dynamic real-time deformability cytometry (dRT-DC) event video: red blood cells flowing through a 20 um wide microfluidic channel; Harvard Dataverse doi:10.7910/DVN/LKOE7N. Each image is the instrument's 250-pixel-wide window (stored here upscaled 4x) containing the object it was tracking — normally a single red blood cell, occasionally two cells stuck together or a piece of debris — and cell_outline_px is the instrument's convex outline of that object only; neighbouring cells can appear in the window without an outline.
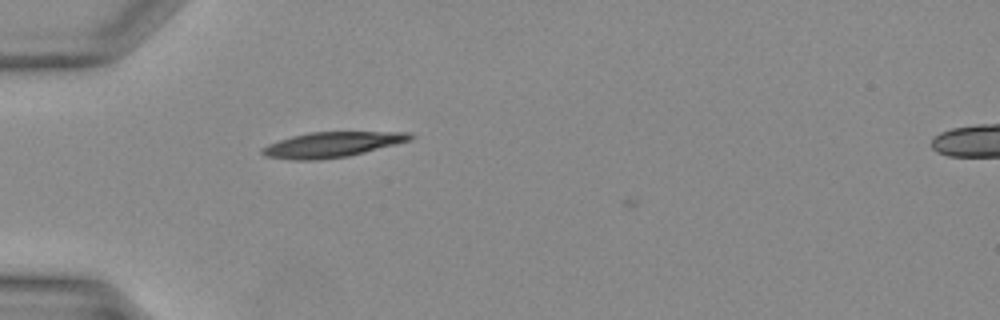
{"species": "Egyptian fruit bat (a non-hibernating species)", "species_latin": "Rousettus aegyptiacus", "temperature_condition": "warm", "stored_images_in_passage": 7, "camera_frame_rate_fps": 3000, "um_per_image_px": 0.085, "animal": {"sex": "female"}, "frame": {"image": 1, "passage_image": 6, "time_ms": 1.667, "image_size_px": [1000, 320], "cell_outline_px": [[416, 136], [412, 140], [348, 156], [320, 160], [288, 160], [264, 156], [260, 152], [260, 148], [268, 144], [292, 136], [312, 132], [408, 132]], "centroid_in_image_um": [28.19, 12.3], "position_along_channel_um": 56.8, "area_um2": 21.85}}